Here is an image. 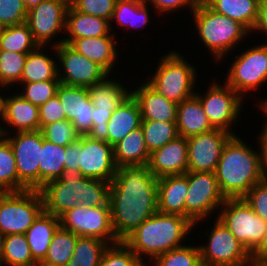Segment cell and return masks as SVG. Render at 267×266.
Returning a JSON list of instances; mask_svg holds the SVG:
<instances>
[{
	"mask_svg": "<svg viewBox=\"0 0 267 266\" xmlns=\"http://www.w3.org/2000/svg\"><path fill=\"white\" fill-rule=\"evenodd\" d=\"M215 175L225 199L243 198L264 179L262 151L252 150L239 137L232 136L223 147Z\"/></svg>",
	"mask_w": 267,
	"mask_h": 266,
	"instance_id": "3957f363",
	"label": "cell"
},
{
	"mask_svg": "<svg viewBox=\"0 0 267 266\" xmlns=\"http://www.w3.org/2000/svg\"><path fill=\"white\" fill-rule=\"evenodd\" d=\"M191 13L201 41L216 60L225 58L228 51L233 50L234 45L249 32L239 22L213 11L203 0H199Z\"/></svg>",
	"mask_w": 267,
	"mask_h": 266,
	"instance_id": "5b68a950",
	"label": "cell"
},
{
	"mask_svg": "<svg viewBox=\"0 0 267 266\" xmlns=\"http://www.w3.org/2000/svg\"><path fill=\"white\" fill-rule=\"evenodd\" d=\"M14 152L18 174V191L39 190V160L42 149L40 130L18 132L16 136L5 137Z\"/></svg>",
	"mask_w": 267,
	"mask_h": 266,
	"instance_id": "7c38bea8",
	"label": "cell"
},
{
	"mask_svg": "<svg viewBox=\"0 0 267 266\" xmlns=\"http://www.w3.org/2000/svg\"><path fill=\"white\" fill-rule=\"evenodd\" d=\"M176 126L179 136L185 138L214 129L195 95L178 104Z\"/></svg>",
	"mask_w": 267,
	"mask_h": 266,
	"instance_id": "484cf974",
	"label": "cell"
},
{
	"mask_svg": "<svg viewBox=\"0 0 267 266\" xmlns=\"http://www.w3.org/2000/svg\"><path fill=\"white\" fill-rule=\"evenodd\" d=\"M218 219L251 253L262 241L267 222L243 198L225 199Z\"/></svg>",
	"mask_w": 267,
	"mask_h": 266,
	"instance_id": "ba28073f",
	"label": "cell"
},
{
	"mask_svg": "<svg viewBox=\"0 0 267 266\" xmlns=\"http://www.w3.org/2000/svg\"><path fill=\"white\" fill-rule=\"evenodd\" d=\"M55 54L63 67V75L58 72L61 84L89 88L108 77V73L97 63L77 53L68 44L54 46Z\"/></svg>",
	"mask_w": 267,
	"mask_h": 266,
	"instance_id": "9a60e30c",
	"label": "cell"
},
{
	"mask_svg": "<svg viewBox=\"0 0 267 266\" xmlns=\"http://www.w3.org/2000/svg\"><path fill=\"white\" fill-rule=\"evenodd\" d=\"M145 2L149 1L155 7V10L160 13L170 12L176 10L177 8L189 6L191 12L196 8L199 0H144Z\"/></svg>",
	"mask_w": 267,
	"mask_h": 266,
	"instance_id": "816d5d0a",
	"label": "cell"
},
{
	"mask_svg": "<svg viewBox=\"0 0 267 266\" xmlns=\"http://www.w3.org/2000/svg\"><path fill=\"white\" fill-rule=\"evenodd\" d=\"M253 30H260L267 35V0H260L258 20Z\"/></svg>",
	"mask_w": 267,
	"mask_h": 266,
	"instance_id": "db71d44e",
	"label": "cell"
},
{
	"mask_svg": "<svg viewBox=\"0 0 267 266\" xmlns=\"http://www.w3.org/2000/svg\"><path fill=\"white\" fill-rule=\"evenodd\" d=\"M115 35L74 39L69 46L100 65L108 74L116 60Z\"/></svg>",
	"mask_w": 267,
	"mask_h": 266,
	"instance_id": "d4e9b609",
	"label": "cell"
},
{
	"mask_svg": "<svg viewBox=\"0 0 267 266\" xmlns=\"http://www.w3.org/2000/svg\"><path fill=\"white\" fill-rule=\"evenodd\" d=\"M79 172L87 178L111 183L116 174L113 146L106 141L82 135V150L79 151Z\"/></svg>",
	"mask_w": 267,
	"mask_h": 266,
	"instance_id": "e0dca14e",
	"label": "cell"
},
{
	"mask_svg": "<svg viewBox=\"0 0 267 266\" xmlns=\"http://www.w3.org/2000/svg\"><path fill=\"white\" fill-rule=\"evenodd\" d=\"M141 128L149 153L160 149L179 136L176 123L142 120Z\"/></svg>",
	"mask_w": 267,
	"mask_h": 266,
	"instance_id": "f35d334b",
	"label": "cell"
},
{
	"mask_svg": "<svg viewBox=\"0 0 267 266\" xmlns=\"http://www.w3.org/2000/svg\"><path fill=\"white\" fill-rule=\"evenodd\" d=\"M119 83L106 77L103 81L89 87L93 107L103 111H115L131 94Z\"/></svg>",
	"mask_w": 267,
	"mask_h": 266,
	"instance_id": "1f68e13d",
	"label": "cell"
},
{
	"mask_svg": "<svg viewBox=\"0 0 267 266\" xmlns=\"http://www.w3.org/2000/svg\"><path fill=\"white\" fill-rule=\"evenodd\" d=\"M184 175L188 178L185 217L195 226L223 205L225 197L220 192L215 173L187 171Z\"/></svg>",
	"mask_w": 267,
	"mask_h": 266,
	"instance_id": "30bf717a",
	"label": "cell"
},
{
	"mask_svg": "<svg viewBox=\"0 0 267 266\" xmlns=\"http://www.w3.org/2000/svg\"><path fill=\"white\" fill-rule=\"evenodd\" d=\"M142 116L138 102L130 94L108 121L109 144L116 145L131 131L141 126Z\"/></svg>",
	"mask_w": 267,
	"mask_h": 266,
	"instance_id": "4316f807",
	"label": "cell"
},
{
	"mask_svg": "<svg viewBox=\"0 0 267 266\" xmlns=\"http://www.w3.org/2000/svg\"><path fill=\"white\" fill-rule=\"evenodd\" d=\"M251 266H267V256L252 258Z\"/></svg>",
	"mask_w": 267,
	"mask_h": 266,
	"instance_id": "6f0895ef",
	"label": "cell"
},
{
	"mask_svg": "<svg viewBox=\"0 0 267 266\" xmlns=\"http://www.w3.org/2000/svg\"><path fill=\"white\" fill-rule=\"evenodd\" d=\"M131 95L139 104L142 120L176 123L178 104L162 96L147 82L131 91Z\"/></svg>",
	"mask_w": 267,
	"mask_h": 266,
	"instance_id": "44dd1931",
	"label": "cell"
},
{
	"mask_svg": "<svg viewBox=\"0 0 267 266\" xmlns=\"http://www.w3.org/2000/svg\"><path fill=\"white\" fill-rule=\"evenodd\" d=\"M158 178L148 166H121L110 183L112 227L124 241L146 219L158 212Z\"/></svg>",
	"mask_w": 267,
	"mask_h": 266,
	"instance_id": "6da1fadb",
	"label": "cell"
},
{
	"mask_svg": "<svg viewBox=\"0 0 267 266\" xmlns=\"http://www.w3.org/2000/svg\"><path fill=\"white\" fill-rule=\"evenodd\" d=\"M260 105H261L260 108H262V111H263V112L266 114V116H267V99L262 100V101L260 102ZM261 134H267V122L265 123L264 128H263Z\"/></svg>",
	"mask_w": 267,
	"mask_h": 266,
	"instance_id": "94428289",
	"label": "cell"
},
{
	"mask_svg": "<svg viewBox=\"0 0 267 266\" xmlns=\"http://www.w3.org/2000/svg\"><path fill=\"white\" fill-rule=\"evenodd\" d=\"M44 211L60 218L78 204L99 207L109 204L110 183L84 177L74 169H64L58 179L39 189Z\"/></svg>",
	"mask_w": 267,
	"mask_h": 266,
	"instance_id": "7a4b0ae2",
	"label": "cell"
},
{
	"mask_svg": "<svg viewBox=\"0 0 267 266\" xmlns=\"http://www.w3.org/2000/svg\"><path fill=\"white\" fill-rule=\"evenodd\" d=\"M193 226L194 224L186 217L156 212L123 242L143 262L141 258L143 254L154 259L174 248L183 246L181 241Z\"/></svg>",
	"mask_w": 267,
	"mask_h": 266,
	"instance_id": "277c9868",
	"label": "cell"
},
{
	"mask_svg": "<svg viewBox=\"0 0 267 266\" xmlns=\"http://www.w3.org/2000/svg\"><path fill=\"white\" fill-rule=\"evenodd\" d=\"M43 211L40 190L0 192V231L5 236L25 234Z\"/></svg>",
	"mask_w": 267,
	"mask_h": 266,
	"instance_id": "52a82bcc",
	"label": "cell"
},
{
	"mask_svg": "<svg viewBox=\"0 0 267 266\" xmlns=\"http://www.w3.org/2000/svg\"><path fill=\"white\" fill-rule=\"evenodd\" d=\"M40 131L44 139L63 147L68 146L80 137L72 122L67 119L43 126Z\"/></svg>",
	"mask_w": 267,
	"mask_h": 266,
	"instance_id": "ee69618b",
	"label": "cell"
},
{
	"mask_svg": "<svg viewBox=\"0 0 267 266\" xmlns=\"http://www.w3.org/2000/svg\"><path fill=\"white\" fill-rule=\"evenodd\" d=\"M35 263L25 234L5 236L2 265L33 266Z\"/></svg>",
	"mask_w": 267,
	"mask_h": 266,
	"instance_id": "74e56055",
	"label": "cell"
},
{
	"mask_svg": "<svg viewBox=\"0 0 267 266\" xmlns=\"http://www.w3.org/2000/svg\"><path fill=\"white\" fill-rule=\"evenodd\" d=\"M77 237L76 234L59 226L43 262L53 266H66L73 255Z\"/></svg>",
	"mask_w": 267,
	"mask_h": 266,
	"instance_id": "e575fe53",
	"label": "cell"
},
{
	"mask_svg": "<svg viewBox=\"0 0 267 266\" xmlns=\"http://www.w3.org/2000/svg\"><path fill=\"white\" fill-rule=\"evenodd\" d=\"M3 110H4V98L0 96V117L3 120ZM8 132L5 130V128H0V135L6 136Z\"/></svg>",
	"mask_w": 267,
	"mask_h": 266,
	"instance_id": "91938a15",
	"label": "cell"
},
{
	"mask_svg": "<svg viewBox=\"0 0 267 266\" xmlns=\"http://www.w3.org/2000/svg\"><path fill=\"white\" fill-rule=\"evenodd\" d=\"M114 111H103L93 107L92 129L88 136L95 140L106 141L109 144L108 121Z\"/></svg>",
	"mask_w": 267,
	"mask_h": 266,
	"instance_id": "f907efd6",
	"label": "cell"
},
{
	"mask_svg": "<svg viewBox=\"0 0 267 266\" xmlns=\"http://www.w3.org/2000/svg\"><path fill=\"white\" fill-rule=\"evenodd\" d=\"M147 166L156 178L185 174L188 171L187 138L178 136L150 153Z\"/></svg>",
	"mask_w": 267,
	"mask_h": 266,
	"instance_id": "ffe728a7",
	"label": "cell"
},
{
	"mask_svg": "<svg viewBox=\"0 0 267 266\" xmlns=\"http://www.w3.org/2000/svg\"><path fill=\"white\" fill-rule=\"evenodd\" d=\"M187 192L188 178L184 174L158 178V212L185 217Z\"/></svg>",
	"mask_w": 267,
	"mask_h": 266,
	"instance_id": "7402d4cb",
	"label": "cell"
},
{
	"mask_svg": "<svg viewBox=\"0 0 267 266\" xmlns=\"http://www.w3.org/2000/svg\"><path fill=\"white\" fill-rule=\"evenodd\" d=\"M225 86L215 82L208 88L206 94L195 93L200 100L204 113L214 129L224 130L233 136L230 127L239 117L242 106V97L226 83Z\"/></svg>",
	"mask_w": 267,
	"mask_h": 266,
	"instance_id": "4fadbf2b",
	"label": "cell"
},
{
	"mask_svg": "<svg viewBox=\"0 0 267 266\" xmlns=\"http://www.w3.org/2000/svg\"><path fill=\"white\" fill-rule=\"evenodd\" d=\"M108 245L95 237L78 236L73 255L66 266H100L103 252Z\"/></svg>",
	"mask_w": 267,
	"mask_h": 266,
	"instance_id": "836d02e7",
	"label": "cell"
},
{
	"mask_svg": "<svg viewBox=\"0 0 267 266\" xmlns=\"http://www.w3.org/2000/svg\"><path fill=\"white\" fill-rule=\"evenodd\" d=\"M39 120L40 129L51 123L66 120L63 106L57 95L39 107Z\"/></svg>",
	"mask_w": 267,
	"mask_h": 266,
	"instance_id": "681fc988",
	"label": "cell"
},
{
	"mask_svg": "<svg viewBox=\"0 0 267 266\" xmlns=\"http://www.w3.org/2000/svg\"><path fill=\"white\" fill-rule=\"evenodd\" d=\"M3 120L17 133L40 130L39 107L20 94L4 99Z\"/></svg>",
	"mask_w": 267,
	"mask_h": 266,
	"instance_id": "cb8c5ba5",
	"label": "cell"
},
{
	"mask_svg": "<svg viewBox=\"0 0 267 266\" xmlns=\"http://www.w3.org/2000/svg\"><path fill=\"white\" fill-rule=\"evenodd\" d=\"M27 13L23 0H0V23L4 27L25 23Z\"/></svg>",
	"mask_w": 267,
	"mask_h": 266,
	"instance_id": "bcb514c9",
	"label": "cell"
},
{
	"mask_svg": "<svg viewBox=\"0 0 267 266\" xmlns=\"http://www.w3.org/2000/svg\"><path fill=\"white\" fill-rule=\"evenodd\" d=\"M43 47L39 45L35 50L27 54L21 83L59 80L58 72L60 69L51 57L49 58V56L40 52Z\"/></svg>",
	"mask_w": 267,
	"mask_h": 266,
	"instance_id": "4dcf8cb0",
	"label": "cell"
},
{
	"mask_svg": "<svg viewBox=\"0 0 267 266\" xmlns=\"http://www.w3.org/2000/svg\"><path fill=\"white\" fill-rule=\"evenodd\" d=\"M254 213L267 222V179L256 183L243 197Z\"/></svg>",
	"mask_w": 267,
	"mask_h": 266,
	"instance_id": "c3c4849f",
	"label": "cell"
},
{
	"mask_svg": "<svg viewBox=\"0 0 267 266\" xmlns=\"http://www.w3.org/2000/svg\"><path fill=\"white\" fill-rule=\"evenodd\" d=\"M66 147L55 145L42 135V149L39 160V189L46 183L58 179L64 171Z\"/></svg>",
	"mask_w": 267,
	"mask_h": 266,
	"instance_id": "d6a6232c",
	"label": "cell"
},
{
	"mask_svg": "<svg viewBox=\"0 0 267 266\" xmlns=\"http://www.w3.org/2000/svg\"><path fill=\"white\" fill-rule=\"evenodd\" d=\"M28 24L7 26L0 37V50L29 53L38 47Z\"/></svg>",
	"mask_w": 267,
	"mask_h": 266,
	"instance_id": "d590c367",
	"label": "cell"
},
{
	"mask_svg": "<svg viewBox=\"0 0 267 266\" xmlns=\"http://www.w3.org/2000/svg\"><path fill=\"white\" fill-rule=\"evenodd\" d=\"M27 54L0 50V86L21 82Z\"/></svg>",
	"mask_w": 267,
	"mask_h": 266,
	"instance_id": "60d3db41",
	"label": "cell"
},
{
	"mask_svg": "<svg viewBox=\"0 0 267 266\" xmlns=\"http://www.w3.org/2000/svg\"><path fill=\"white\" fill-rule=\"evenodd\" d=\"M143 263L123 241H119L104 250L100 266H146Z\"/></svg>",
	"mask_w": 267,
	"mask_h": 266,
	"instance_id": "7bdbcfd3",
	"label": "cell"
},
{
	"mask_svg": "<svg viewBox=\"0 0 267 266\" xmlns=\"http://www.w3.org/2000/svg\"><path fill=\"white\" fill-rule=\"evenodd\" d=\"M82 150V135L66 146L64 168L79 171V151Z\"/></svg>",
	"mask_w": 267,
	"mask_h": 266,
	"instance_id": "f5cc1de1",
	"label": "cell"
},
{
	"mask_svg": "<svg viewBox=\"0 0 267 266\" xmlns=\"http://www.w3.org/2000/svg\"><path fill=\"white\" fill-rule=\"evenodd\" d=\"M64 4H66L68 7L73 6V4L78 0H61Z\"/></svg>",
	"mask_w": 267,
	"mask_h": 266,
	"instance_id": "be15d7a7",
	"label": "cell"
},
{
	"mask_svg": "<svg viewBox=\"0 0 267 266\" xmlns=\"http://www.w3.org/2000/svg\"><path fill=\"white\" fill-rule=\"evenodd\" d=\"M117 0H78L73 8L81 13L105 18L111 22Z\"/></svg>",
	"mask_w": 267,
	"mask_h": 266,
	"instance_id": "7dc6e473",
	"label": "cell"
},
{
	"mask_svg": "<svg viewBox=\"0 0 267 266\" xmlns=\"http://www.w3.org/2000/svg\"><path fill=\"white\" fill-rule=\"evenodd\" d=\"M208 237L199 247L202 266H251V253L218 218Z\"/></svg>",
	"mask_w": 267,
	"mask_h": 266,
	"instance_id": "9c48e42d",
	"label": "cell"
},
{
	"mask_svg": "<svg viewBox=\"0 0 267 266\" xmlns=\"http://www.w3.org/2000/svg\"><path fill=\"white\" fill-rule=\"evenodd\" d=\"M67 9L61 0H43L28 11L26 23L38 45L45 46L55 34L65 31Z\"/></svg>",
	"mask_w": 267,
	"mask_h": 266,
	"instance_id": "ac0fdd59",
	"label": "cell"
},
{
	"mask_svg": "<svg viewBox=\"0 0 267 266\" xmlns=\"http://www.w3.org/2000/svg\"><path fill=\"white\" fill-rule=\"evenodd\" d=\"M42 1L43 0H23L27 11H29L30 9L36 7Z\"/></svg>",
	"mask_w": 267,
	"mask_h": 266,
	"instance_id": "680465c9",
	"label": "cell"
},
{
	"mask_svg": "<svg viewBox=\"0 0 267 266\" xmlns=\"http://www.w3.org/2000/svg\"><path fill=\"white\" fill-rule=\"evenodd\" d=\"M4 238L5 235L0 231V266H2Z\"/></svg>",
	"mask_w": 267,
	"mask_h": 266,
	"instance_id": "6125c7cd",
	"label": "cell"
},
{
	"mask_svg": "<svg viewBox=\"0 0 267 266\" xmlns=\"http://www.w3.org/2000/svg\"><path fill=\"white\" fill-rule=\"evenodd\" d=\"M56 95L63 106L66 119L72 122L80 136L88 135L92 129L93 117L88 88L60 84Z\"/></svg>",
	"mask_w": 267,
	"mask_h": 266,
	"instance_id": "d6986e66",
	"label": "cell"
},
{
	"mask_svg": "<svg viewBox=\"0 0 267 266\" xmlns=\"http://www.w3.org/2000/svg\"><path fill=\"white\" fill-rule=\"evenodd\" d=\"M0 192H18L14 152L9 141L2 135H0Z\"/></svg>",
	"mask_w": 267,
	"mask_h": 266,
	"instance_id": "ab89813d",
	"label": "cell"
},
{
	"mask_svg": "<svg viewBox=\"0 0 267 266\" xmlns=\"http://www.w3.org/2000/svg\"><path fill=\"white\" fill-rule=\"evenodd\" d=\"M226 84L241 97L267 81V44L254 46L241 53L229 69Z\"/></svg>",
	"mask_w": 267,
	"mask_h": 266,
	"instance_id": "5bb4252c",
	"label": "cell"
},
{
	"mask_svg": "<svg viewBox=\"0 0 267 266\" xmlns=\"http://www.w3.org/2000/svg\"><path fill=\"white\" fill-rule=\"evenodd\" d=\"M21 84H24L25 91L20 95L25 100H28L35 106L40 107L56 95L58 86L61 83L60 80H47L38 82H23Z\"/></svg>",
	"mask_w": 267,
	"mask_h": 266,
	"instance_id": "f6af8a7d",
	"label": "cell"
},
{
	"mask_svg": "<svg viewBox=\"0 0 267 266\" xmlns=\"http://www.w3.org/2000/svg\"><path fill=\"white\" fill-rule=\"evenodd\" d=\"M60 226L77 236L95 237L108 244L119 242L116 239L110 205L90 207L78 204L60 218Z\"/></svg>",
	"mask_w": 267,
	"mask_h": 266,
	"instance_id": "8fae6325",
	"label": "cell"
},
{
	"mask_svg": "<svg viewBox=\"0 0 267 266\" xmlns=\"http://www.w3.org/2000/svg\"><path fill=\"white\" fill-rule=\"evenodd\" d=\"M147 3L144 0H117L111 21L128 27H142L149 21Z\"/></svg>",
	"mask_w": 267,
	"mask_h": 266,
	"instance_id": "8d00e7d4",
	"label": "cell"
},
{
	"mask_svg": "<svg viewBox=\"0 0 267 266\" xmlns=\"http://www.w3.org/2000/svg\"><path fill=\"white\" fill-rule=\"evenodd\" d=\"M213 11L239 22L253 31L259 15L260 0H203Z\"/></svg>",
	"mask_w": 267,
	"mask_h": 266,
	"instance_id": "f546056e",
	"label": "cell"
},
{
	"mask_svg": "<svg viewBox=\"0 0 267 266\" xmlns=\"http://www.w3.org/2000/svg\"><path fill=\"white\" fill-rule=\"evenodd\" d=\"M233 135L213 129L187 138L188 171L215 173L224 145Z\"/></svg>",
	"mask_w": 267,
	"mask_h": 266,
	"instance_id": "2e32d148",
	"label": "cell"
},
{
	"mask_svg": "<svg viewBox=\"0 0 267 266\" xmlns=\"http://www.w3.org/2000/svg\"><path fill=\"white\" fill-rule=\"evenodd\" d=\"M267 256V227L261 243L251 252L252 258Z\"/></svg>",
	"mask_w": 267,
	"mask_h": 266,
	"instance_id": "9f6ffc18",
	"label": "cell"
},
{
	"mask_svg": "<svg viewBox=\"0 0 267 266\" xmlns=\"http://www.w3.org/2000/svg\"><path fill=\"white\" fill-rule=\"evenodd\" d=\"M4 28H5V27L0 23V37H1V35H2V32H3Z\"/></svg>",
	"mask_w": 267,
	"mask_h": 266,
	"instance_id": "03108f58",
	"label": "cell"
},
{
	"mask_svg": "<svg viewBox=\"0 0 267 266\" xmlns=\"http://www.w3.org/2000/svg\"><path fill=\"white\" fill-rule=\"evenodd\" d=\"M113 151L117 168L121 166H145L150 158L141 126L114 145Z\"/></svg>",
	"mask_w": 267,
	"mask_h": 266,
	"instance_id": "f1b7e54d",
	"label": "cell"
},
{
	"mask_svg": "<svg viewBox=\"0 0 267 266\" xmlns=\"http://www.w3.org/2000/svg\"><path fill=\"white\" fill-rule=\"evenodd\" d=\"M156 266H202L199 246H180L154 258Z\"/></svg>",
	"mask_w": 267,
	"mask_h": 266,
	"instance_id": "b9f144b4",
	"label": "cell"
},
{
	"mask_svg": "<svg viewBox=\"0 0 267 266\" xmlns=\"http://www.w3.org/2000/svg\"><path fill=\"white\" fill-rule=\"evenodd\" d=\"M33 266H53V265H49L44 262H36Z\"/></svg>",
	"mask_w": 267,
	"mask_h": 266,
	"instance_id": "e7e4bbea",
	"label": "cell"
},
{
	"mask_svg": "<svg viewBox=\"0 0 267 266\" xmlns=\"http://www.w3.org/2000/svg\"><path fill=\"white\" fill-rule=\"evenodd\" d=\"M160 60L155 74L146 82L176 104L194 96L196 92L192 89L196 81L195 67L178 52H170Z\"/></svg>",
	"mask_w": 267,
	"mask_h": 266,
	"instance_id": "8992f818",
	"label": "cell"
},
{
	"mask_svg": "<svg viewBox=\"0 0 267 266\" xmlns=\"http://www.w3.org/2000/svg\"><path fill=\"white\" fill-rule=\"evenodd\" d=\"M110 21L105 18L81 13L75 10L72 6L68 7L66 13V27L65 31L68 32L70 38L59 40V42L53 44L57 46L65 43L70 44L74 39L85 37H101L108 36L111 32Z\"/></svg>",
	"mask_w": 267,
	"mask_h": 266,
	"instance_id": "603a6c76",
	"label": "cell"
},
{
	"mask_svg": "<svg viewBox=\"0 0 267 266\" xmlns=\"http://www.w3.org/2000/svg\"><path fill=\"white\" fill-rule=\"evenodd\" d=\"M259 144L262 151V162H263V174L264 178L267 179V134H260Z\"/></svg>",
	"mask_w": 267,
	"mask_h": 266,
	"instance_id": "11a10c76",
	"label": "cell"
},
{
	"mask_svg": "<svg viewBox=\"0 0 267 266\" xmlns=\"http://www.w3.org/2000/svg\"><path fill=\"white\" fill-rule=\"evenodd\" d=\"M60 226L58 217L43 211L25 235L35 262H43L54 233Z\"/></svg>",
	"mask_w": 267,
	"mask_h": 266,
	"instance_id": "83f0119b",
	"label": "cell"
}]
</instances>
